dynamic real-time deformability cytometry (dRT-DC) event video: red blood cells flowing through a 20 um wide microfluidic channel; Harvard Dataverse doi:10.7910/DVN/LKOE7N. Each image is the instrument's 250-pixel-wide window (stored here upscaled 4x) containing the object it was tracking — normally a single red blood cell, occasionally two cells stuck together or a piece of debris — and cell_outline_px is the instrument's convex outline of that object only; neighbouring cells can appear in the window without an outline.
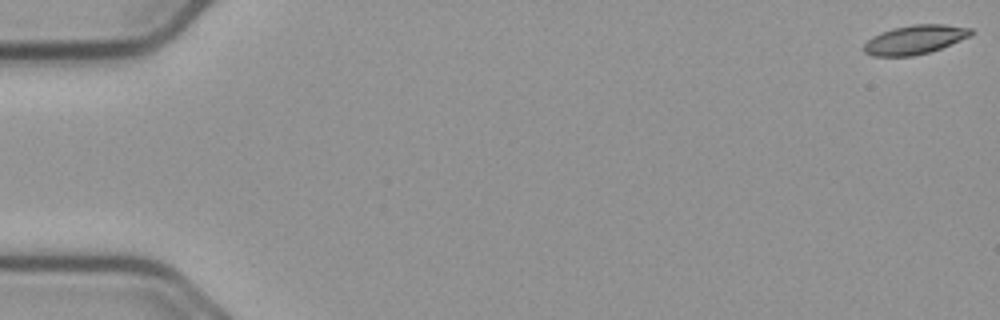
{"species": "common noctule bat (a hibernating species)", "species_latin": "Nyctalus noctula", "temperature_condition": "cold", "stored_images_in_passage": 56, "camera_frame_rate_fps": 3000, "um_per_image_px": 0.085, "animal": {"sex": "male", "body_mass_g": 23.1, "forearm_length_mm": 52.7}, "frame": {"image": 1, "passage_image": 1, "time_ms": 0.0, "image_size_px": [1000, 320], "cell_outline_px": [[976, 32], [968, 36], [940, 48], [928, 52], [912, 56], [872, 56], [864, 52], [864, 44], [872, 36], [880, 32], [892, 28], [912, 24], [944, 24], [972, 28]], "centroid_in_image_um": [77.73, 3.35], "position_along_channel_um": 7.3, "area_um2": 18.03}}
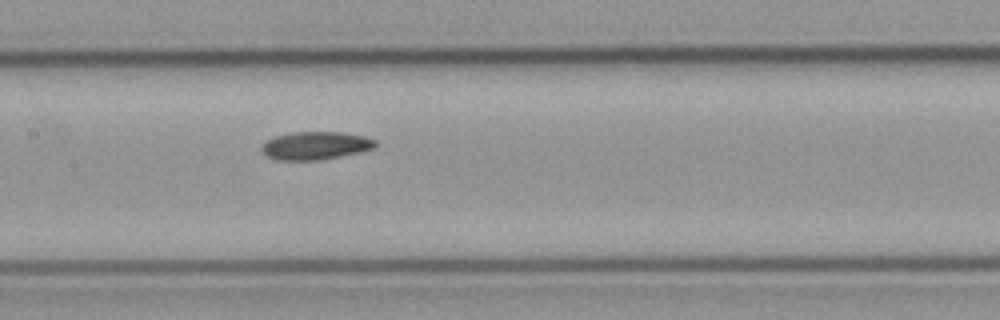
{"frame": {"image": 2, "passage_image": 28, "time_ms": 9.0, "image_size_px": [1000, 320], "cell_outline_px": [[376, 144], [372, 148], [360, 152], [320, 160], [276, 160], [268, 156], [260, 148], [260, 144], [276, 136], [292, 132], [344, 132], [364, 136], [376, 140]], "centroid_in_image_um": [26.8, 12.37], "position_along_channel_um": 180.6, "area_um2": 18.5}}
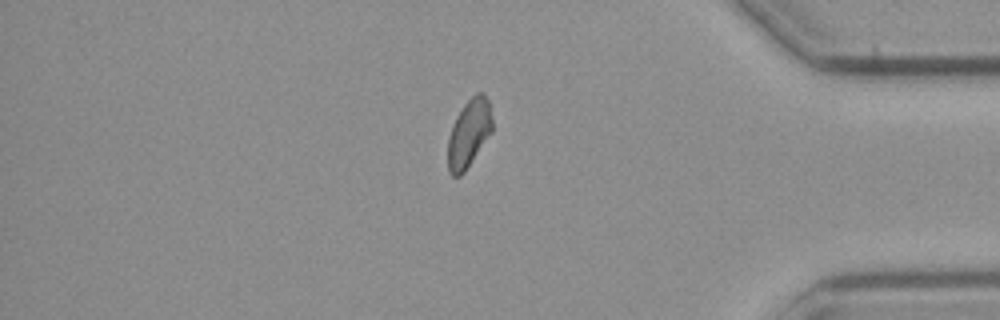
{"frame": {"image": 3, "passage_image": 48, "time_ms": 15.667, "image_size_px": [1000, 320], "cell_outline_px": [[492, 132], [464, 172], [460, 176], [452, 176], [448, 172], [448, 136], [452, 124], [456, 116], [464, 104], [476, 92], [484, 92], [488, 100], [492, 116]], "centroid_in_image_um": [39.85, 11.32], "position_along_channel_um": 395.3, "area_um2": 17.69}}